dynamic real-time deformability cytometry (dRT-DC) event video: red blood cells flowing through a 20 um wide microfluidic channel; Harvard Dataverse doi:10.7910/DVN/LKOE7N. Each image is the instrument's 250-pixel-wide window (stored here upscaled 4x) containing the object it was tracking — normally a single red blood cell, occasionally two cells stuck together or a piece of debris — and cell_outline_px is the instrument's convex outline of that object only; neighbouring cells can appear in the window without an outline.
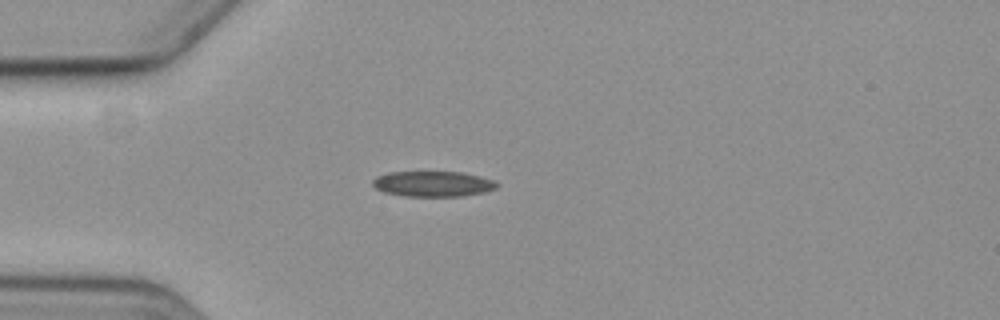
{"species": "common noctule bat (a hibernating species)", "species_latin": "Nyctalus noctula", "temperature_condition": "cold", "stored_images_in_passage": 5, "camera_frame_rate_fps": 3000, "um_per_image_px": 0.085, "animal": {"sex": "female", "body_mass_g": 19.3, "forearm_length_mm": 54.1}, "frame": {"image": 1, "passage_image": 5, "time_ms": 4.667, "image_size_px": [1000, 320], "cell_outline_px": [[496, 188], [484, 192], [460, 196], [404, 196], [384, 192], [376, 188], [372, 184], [372, 180], [376, 176], [388, 172], [460, 172], [480, 176], [492, 180], [496, 184]], "centroid_in_image_um": [36.74, 15.62], "position_along_channel_um": 48.3, "area_um2": 18.26}}